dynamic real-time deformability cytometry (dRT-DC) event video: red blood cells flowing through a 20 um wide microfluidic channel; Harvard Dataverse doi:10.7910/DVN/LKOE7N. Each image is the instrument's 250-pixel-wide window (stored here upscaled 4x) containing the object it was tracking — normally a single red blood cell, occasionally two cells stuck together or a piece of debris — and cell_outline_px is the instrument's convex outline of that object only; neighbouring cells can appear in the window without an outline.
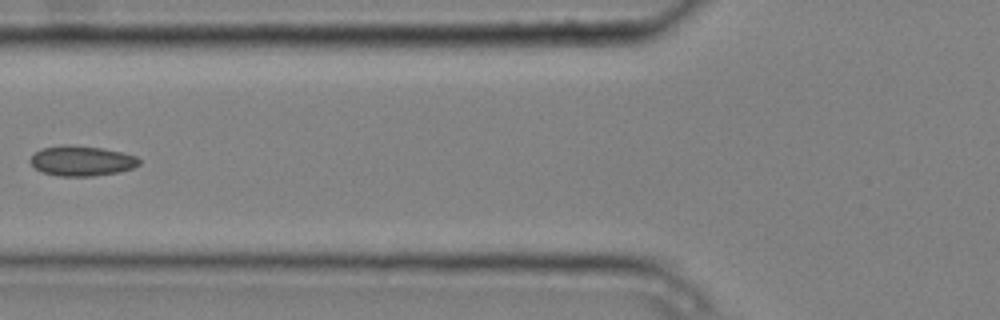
{"species": "common noctule bat (a hibernating species)", "species_latin": "Nyctalus noctula", "temperature_condition": "cold", "stored_images_in_passage": 5, "camera_frame_rate_fps": 3000, "um_per_image_px": 0.085, "animal": {"sex": "male", "body_mass_g": 20.4}, "frame": {"image": 1, "passage_image": 4, "time_ms": 1.0, "image_size_px": [1000, 320], "cell_outline_px": [[140, 164], [132, 168], [116, 172], [92, 176], [60, 176], [44, 172], [36, 168], [28, 160], [40, 148], [60, 144], [72, 144], [104, 148], [136, 156], [140, 160]], "centroid_in_image_um": [6.92, 13.65], "position_along_channel_um": 118.9, "area_um2": 19.13}}
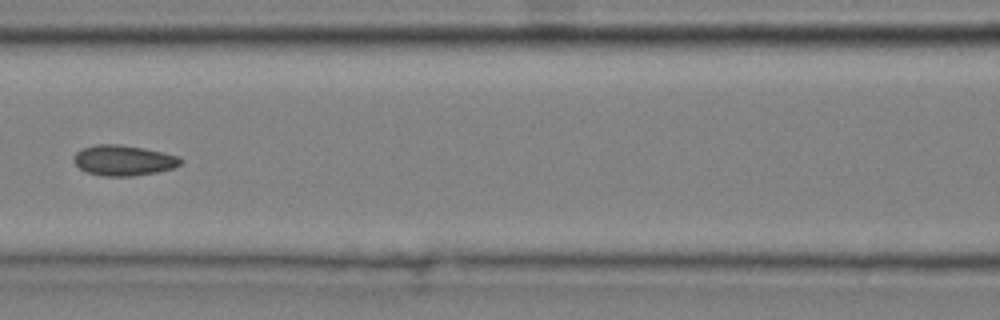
{"frame": {"image": 2, "passage_image": 5, "time_ms": 1.333, "image_size_px": [1000, 320], "cell_outline_px": [[184, 160], [176, 168], [156, 172], [132, 176], [100, 176], [88, 172], [80, 168], [76, 164], [76, 152], [84, 148], [96, 144], [120, 144], [144, 148], [176, 156]], "centroid_in_image_um": [10.53, 13.63], "position_along_channel_um": 156.1, "area_um2": 18.73}}